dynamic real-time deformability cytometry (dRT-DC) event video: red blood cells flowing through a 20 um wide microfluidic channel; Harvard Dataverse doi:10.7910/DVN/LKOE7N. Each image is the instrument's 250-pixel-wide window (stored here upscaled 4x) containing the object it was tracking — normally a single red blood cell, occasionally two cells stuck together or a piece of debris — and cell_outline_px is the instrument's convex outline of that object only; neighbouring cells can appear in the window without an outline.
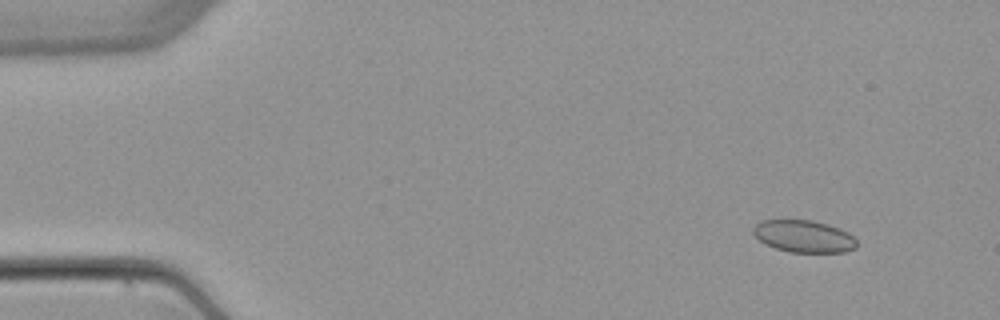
{"species": "common noctule bat (a hibernating species)", "species_latin": "Nyctalus noctula", "temperature_condition": "warm", "stored_images_in_passage": 4, "camera_frame_rate_fps": 3000, "um_per_image_px": 0.085, "animal": {"sex": "female", "body_mass_g": 22.7, "forearm_length_mm": 54.2}, "frame": {"image": 1, "passage_image": 2, "time_ms": 1.333, "image_size_px": [1000, 320], "cell_outline_px": [[856, 248], [844, 252], [788, 252], [764, 244], [752, 232], [752, 228], [760, 220], [812, 220], [828, 224], [840, 228], [848, 232], [856, 240]], "centroid_in_image_um": [68.31, 20.08], "position_along_channel_um": 16.7, "area_um2": 19.48}}